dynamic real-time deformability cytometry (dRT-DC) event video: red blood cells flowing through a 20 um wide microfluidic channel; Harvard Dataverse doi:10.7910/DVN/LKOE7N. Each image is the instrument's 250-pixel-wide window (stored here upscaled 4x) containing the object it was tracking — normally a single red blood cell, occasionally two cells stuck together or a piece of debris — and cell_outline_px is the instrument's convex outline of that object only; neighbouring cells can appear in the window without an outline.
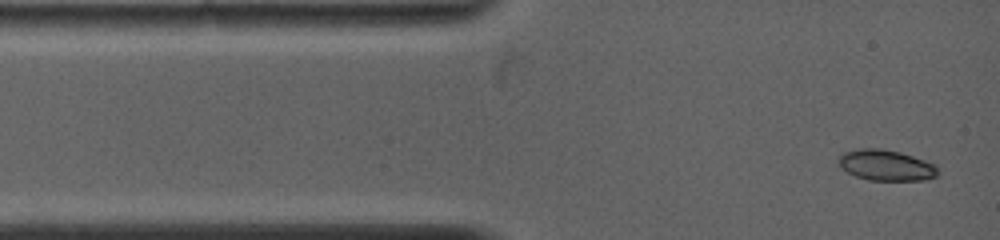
{"species": "common noctule bat (a hibernating species)", "species_latin": "Nyctalus noctula", "temperature_condition": "warm", "stored_images_in_passage": 3, "camera_frame_rate_fps": 5000, "um_per_image_px": 0.085, "animal": {"sex": "female", "body_mass_g": 19.0, "forearm_length_mm": 53.3}, "frame": {"image": 1, "passage_image": 1, "time_ms": 0.0, "image_size_px": [1000, 240], "cell_outline_px": [[940, 172], [936, 176], [924, 180], [868, 180], [856, 176], [840, 168], [836, 160], [844, 152], [860, 148], [880, 148], [900, 152], [936, 164]], "centroid_in_image_um": [75.31, 14.04], "position_along_channel_um": 9.7, "area_um2": 17.98}}
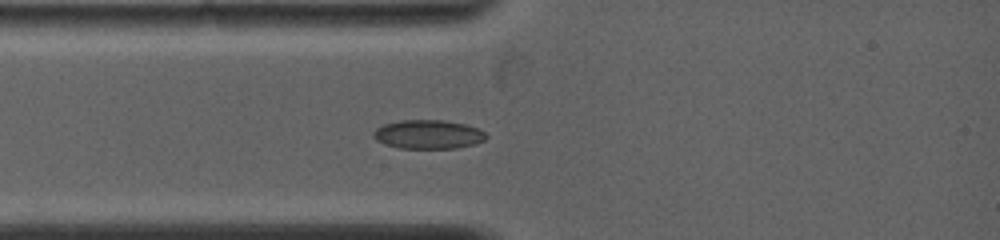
{"frame": {"image": 2, "passage_image": 3, "time_ms": 2.0, "image_size_px": [1000, 240], "cell_outline_px": [[488, 136], [484, 140], [476, 144], [456, 148], [400, 148], [384, 144], [376, 140], [372, 136], [372, 132], [376, 128], [384, 124], [400, 120], [444, 120], [464, 124], [476, 128], [484, 132]], "centroid_in_image_um": [36.37, 11.42], "position_along_channel_um": 48.6, "area_um2": 19.02}}